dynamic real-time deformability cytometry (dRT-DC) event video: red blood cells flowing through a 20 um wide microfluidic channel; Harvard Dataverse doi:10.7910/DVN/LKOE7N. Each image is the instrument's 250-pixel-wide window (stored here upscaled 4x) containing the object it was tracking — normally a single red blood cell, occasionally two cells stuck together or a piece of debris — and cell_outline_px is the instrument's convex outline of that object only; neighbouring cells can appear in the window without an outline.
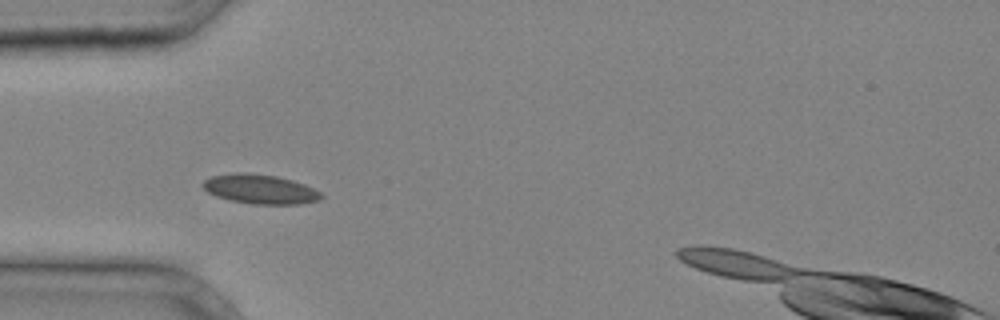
{"species": "common noctule bat (a hibernating species)", "species_latin": "Nyctalus noctula", "temperature_condition": "cold", "stored_images_in_passage": 26, "camera_frame_rate_fps": 3000, "um_per_image_px": 0.085, "animal": {"sex": "male", "body_mass_g": 20.4}, "frame": {"image": 1, "passage_image": 1, "time_ms": 0.0, "image_size_px": [1000, 320], "cell_outline_px": [[324, 196], [320, 200], [300, 204], [252, 204], [228, 200], [216, 196], [208, 192], [200, 184], [204, 180], [212, 176], [236, 172], [244, 172], [276, 176], [292, 180], [304, 184], [320, 192]], "centroid_in_image_um": [22.09, 16.08], "position_along_channel_um": 62.9, "area_um2": 20.35}}
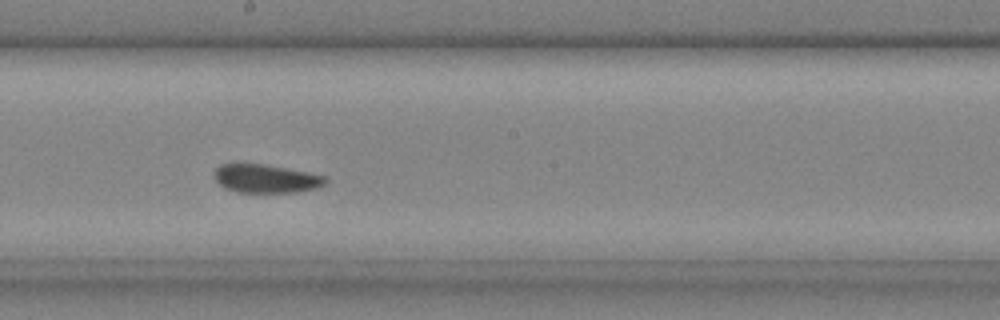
{"frame": {"image": 2, "passage_image": 11, "time_ms": 3.333, "image_size_px": [1000, 320], "cell_outline_px": [[328, 184], [316, 188], [296, 192], [236, 192], [224, 188], [216, 180], [216, 168], [220, 164], [264, 164], [328, 176]], "centroid_in_image_um": [22.67, 15.19], "position_along_channel_um": 225.5, "area_um2": 18.38}}
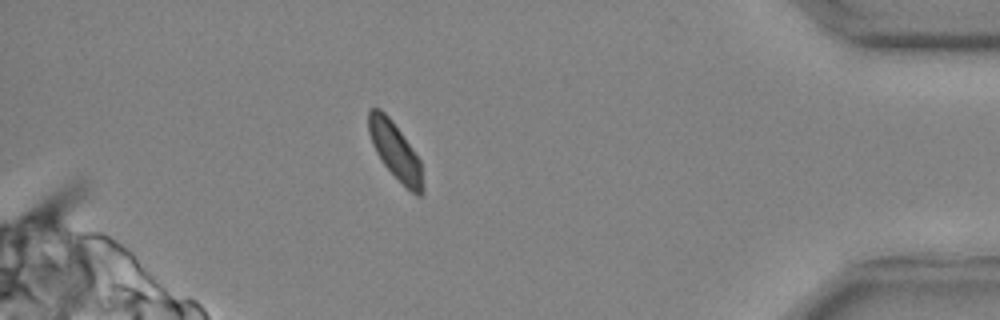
{"frame": {"image": 3, "passage_image": 24, "time_ms": 7.667, "image_size_px": [1000, 320], "cell_outline_px": [[424, 192], [420, 196], [416, 196], [404, 188], [384, 164], [376, 152], [372, 144], [368, 132], [368, 112], [372, 108], [380, 108], [392, 120], [420, 160], [424, 188]], "centroid_in_image_um": [33.6, 12.88], "position_along_channel_um": 401.6, "area_um2": 18.09}}